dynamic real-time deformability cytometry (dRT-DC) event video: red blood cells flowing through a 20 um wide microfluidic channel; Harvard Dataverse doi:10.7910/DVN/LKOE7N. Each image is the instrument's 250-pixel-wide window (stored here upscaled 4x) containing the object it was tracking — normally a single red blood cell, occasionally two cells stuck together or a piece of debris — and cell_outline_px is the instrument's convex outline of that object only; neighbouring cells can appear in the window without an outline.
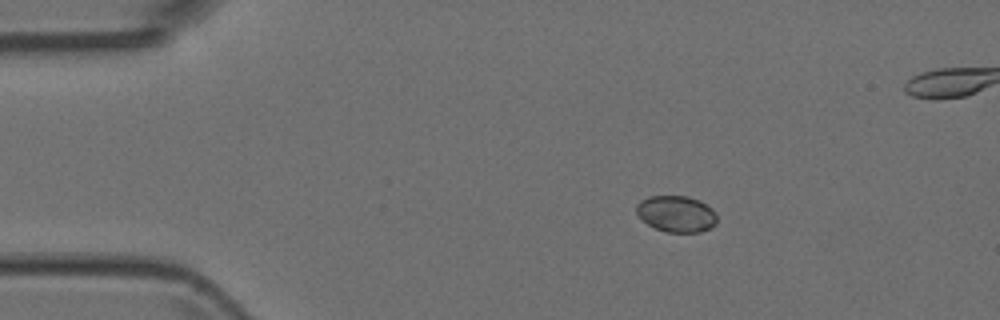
{"species": "Egyptian fruit bat (a non-hibernating species)", "species_latin": "Rousettus aegyptiacus", "temperature_condition": "room temperature", "stored_images_in_passage": 5, "camera_frame_rate_fps": 3000, "um_per_image_px": 0.085, "animal": {"sex": "female"}, "frame": {"image": 1, "passage_image": 2, "time_ms": 0.333, "image_size_px": [1000, 320], "cell_outline_px": [[716, 224], [700, 232], [668, 232], [656, 228], [648, 224], [636, 212], [636, 204], [640, 200], [648, 196], [688, 196], [700, 200], [712, 208], [716, 212]], "centroid_in_image_um": [57.5, 18.16], "position_along_channel_um": 27.5, "area_um2": 17.05}}
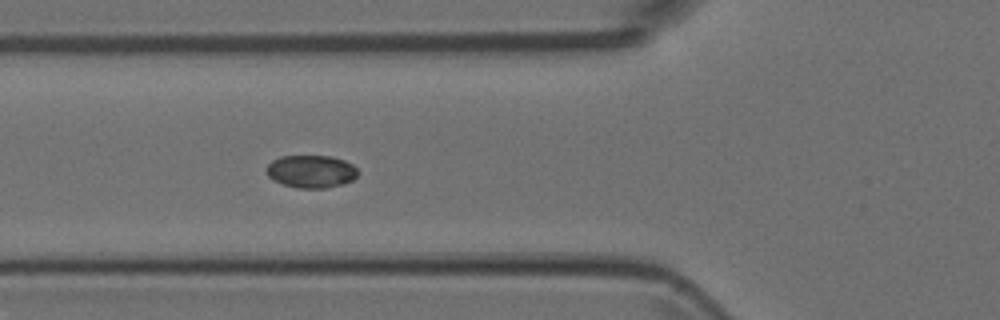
{"frame": {"image": 2, "passage_image": 5, "time_ms": 1.333, "image_size_px": [1000, 320], "cell_outline_px": [[360, 172], [352, 180], [344, 184], [324, 188], [296, 188], [272, 180], [268, 176], [268, 164], [272, 160], [280, 156], [332, 156], [344, 160], [352, 164]], "centroid_in_image_um": [26.47, 14.57], "position_along_channel_um": 99.3, "area_um2": 17.46}}